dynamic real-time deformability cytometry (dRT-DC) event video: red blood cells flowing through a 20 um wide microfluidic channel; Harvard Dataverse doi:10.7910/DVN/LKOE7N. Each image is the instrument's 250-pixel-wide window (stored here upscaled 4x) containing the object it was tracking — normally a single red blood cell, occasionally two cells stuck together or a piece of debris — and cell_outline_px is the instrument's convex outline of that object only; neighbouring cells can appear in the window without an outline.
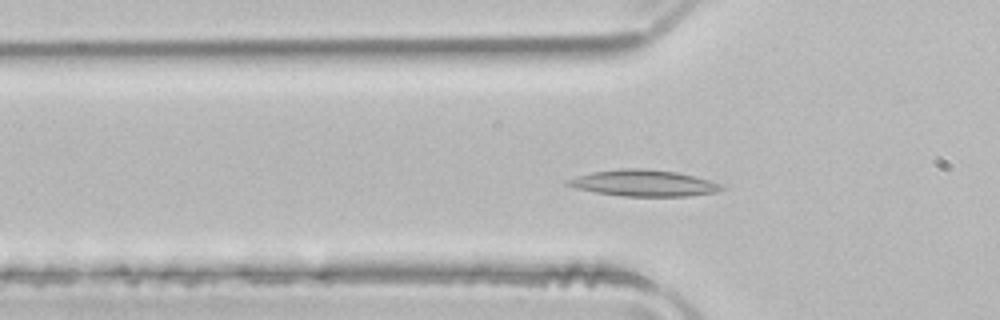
{"species": "common noctule bat (a hibernating species)", "species_latin": "Nyctalus noctula", "temperature_condition": "room temperature", "stored_images_in_passage": 46, "camera_frame_rate_fps": 3000, "um_per_image_px": 0.085, "animal": {"sex": "male", "body_mass_g": 21.5, "forearm_length_mm": 52.0}, "frame": {"image": 1, "passage_image": 10, "time_ms": 3.0, "image_size_px": [1000, 320], "cell_outline_px": [[724, 188], [716, 192], [688, 196], [624, 196], [596, 192], [576, 188], [564, 184], [564, 180], [576, 176], [592, 172], [620, 168], [644, 168], [676, 172], [724, 184]], "centroid_in_image_um": [54.68, 15.56], "position_along_channel_um": 71.1, "area_um2": 23.58}}
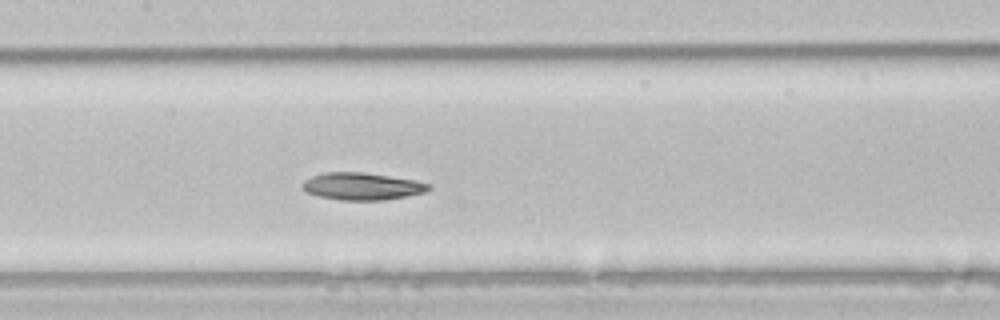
{"frame": {"image": 2, "passage_image": 18, "time_ms": 5.667, "image_size_px": [1000, 320], "cell_outline_px": [[432, 188], [424, 192], [384, 200], [340, 200], [320, 196], [304, 192], [300, 184], [304, 180], [312, 176], [324, 172], [364, 172], [416, 180], [432, 184]], "centroid_in_image_um": [30.75, 15.83], "position_along_channel_um": 176.6, "area_um2": 20.17}}
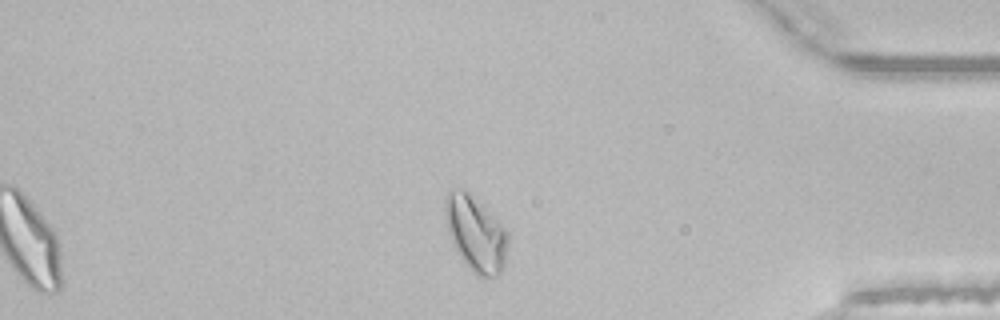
{"frame": {"image": 3, "passage_image": 37, "time_ms": 12.0, "image_size_px": [1000, 320], "cell_outline_px": [[508, 240], [504, 264], [500, 272], [496, 276], [476, 276], [468, 268], [460, 256], [448, 232], [444, 216], [444, 196], [448, 192], [460, 188], [468, 192], [508, 232]], "centroid_in_image_um": [40.4, 19.87], "position_along_channel_um": 394.8, "area_um2": 26.99}, "authors_computed_cell_mechanics": {"area_um2": 22.0218, "velocity_mm_per_s": 3.9381, "shape_relaxation_time_tau1_ms": 8.1242, "shape_relaxation_time_tau2_ms": null, "deformation_change_tau1": 0.1931, "deformation_change_tau2": null}}